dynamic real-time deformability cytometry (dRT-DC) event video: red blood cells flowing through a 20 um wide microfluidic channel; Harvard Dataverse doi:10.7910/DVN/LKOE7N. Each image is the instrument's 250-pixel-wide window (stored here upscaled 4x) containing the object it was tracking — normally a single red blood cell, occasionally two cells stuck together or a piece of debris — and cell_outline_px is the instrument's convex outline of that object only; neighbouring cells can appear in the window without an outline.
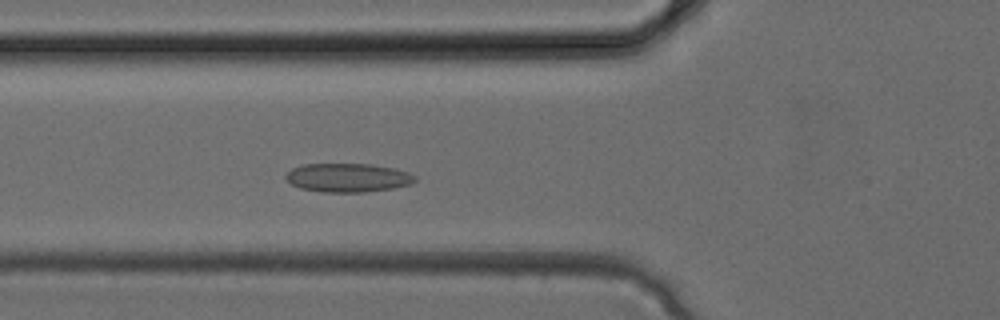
{"species": "common noctule bat (a hibernating species)", "species_latin": "Nyctalus noctula", "temperature_condition": "cold", "stored_images_in_passage": 32, "camera_frame_rate_fps": 3000, "um_per_image_px": 0.085, "animal": {"sex": "female", "body_mass_g": 24.6, "forearm_length_mm": 56.2}, "frame": {"image": 1, "passage_image": 10, "time_ms": 3.0, "image_size_px": [1000, 320], "cell_outline_px": [[416, 180], [408, 184], [392, 188], [364, 192], [320, 192], [300, 188], [292, 184], [284, 176], [292, 168], [304, 164], [368, 164], [392, 168], [408, 172], [416, 176]], "centroid_in_image_um": [29.53, 15.1], "position_along_channel_um": 96.3, "area_um2": 21.44}}
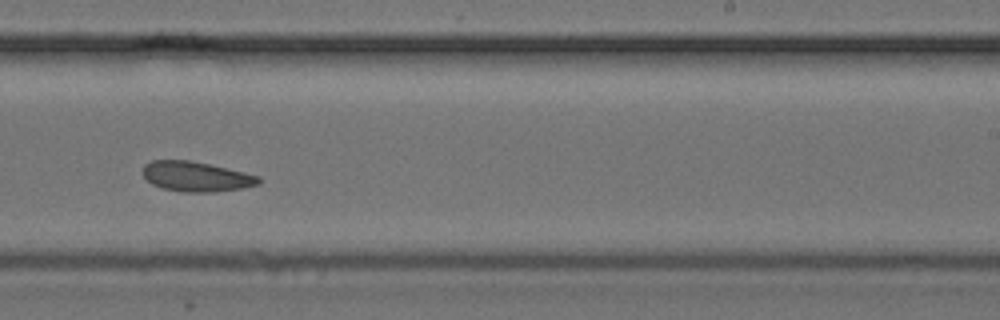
{"frame": {"image": 2, "passage_image": 19, "time_ms": 6.0, "image_size_px": [1000, 320], "cell_outline_px": [[260, 184], [240, 188], [212, 192], [184, 192], [164, 188], [152, 184], [144, 176], [144, 164], [152, 160], [188, 160], [208, 164], [244, 172], [260, 176]], "centroid_in_image_um": [16.68, 15.0], "position_along_channel_um": 272.3, "area_um2": 19.94}}
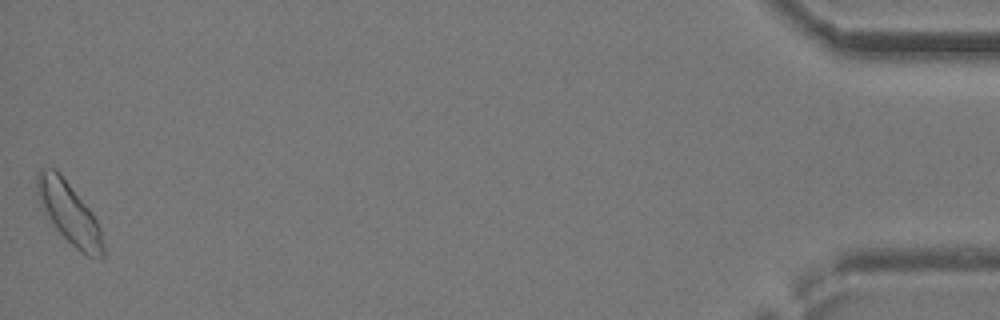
{"frame": {"image": 3, "passage_image": 32, "time_ms": 10.333, "image_size_px": [1000, 320], "cell_outline_px": [[104, 256], [100, 260], [88, 256], [80, 252], [56, 228], [40, 204], [36, 196], [36, 172], [40, 168], [56, 168], [60, 172], [92, 212], [100, 228], [104, 248]], "centroid_in_image_um": [5.87, 18.07], "position_along_channel_um": 429.3, "area_um2": 23.64}}